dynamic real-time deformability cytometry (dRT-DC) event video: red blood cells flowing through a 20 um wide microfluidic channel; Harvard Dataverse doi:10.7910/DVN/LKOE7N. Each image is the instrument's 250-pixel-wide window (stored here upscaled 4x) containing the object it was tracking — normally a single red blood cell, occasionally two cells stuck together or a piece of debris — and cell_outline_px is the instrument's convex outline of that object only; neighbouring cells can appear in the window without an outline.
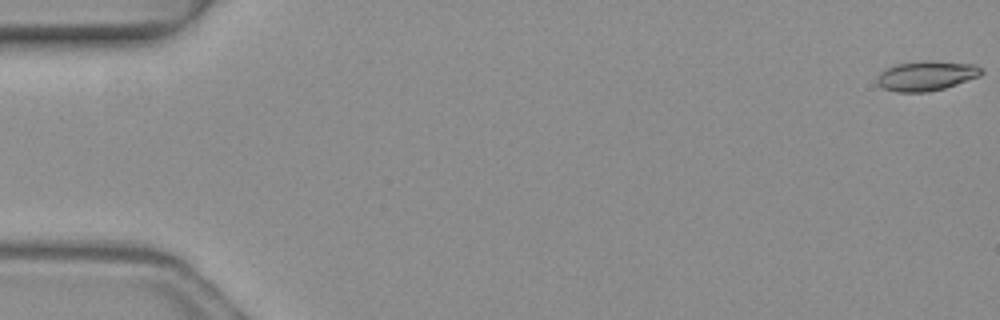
{"species": "common noctule bat (a hibernating species)", "species_latin": "Nyctalus noctula", "temperature_condition": "warm", "stored_images_in_passage": 4, "camera_frame_rate_fps": 3000, "um_per_image_px": 0.085, "animal": {"sex": "female", "body_mass_g": 19.3, "forearm_length_mm": 54.1}, "frame": {"image": 1, "passage_image": 1, "time_ms": 0.0, "image_size_px": [1000, 320], "cell_outline_px": [[984, 72], [980, 76], [944, 88], [928, 92], [896, 92], [884, 88], [876, 84], [876, 76], [884, 68], [896, 64], [924, 60], [928, 60], [972, 64], [980, 68]], "centroid_in_image_um": [78.68, 6.44], "position_along_channel_um": 6.3, "area_um2": 18.21}}